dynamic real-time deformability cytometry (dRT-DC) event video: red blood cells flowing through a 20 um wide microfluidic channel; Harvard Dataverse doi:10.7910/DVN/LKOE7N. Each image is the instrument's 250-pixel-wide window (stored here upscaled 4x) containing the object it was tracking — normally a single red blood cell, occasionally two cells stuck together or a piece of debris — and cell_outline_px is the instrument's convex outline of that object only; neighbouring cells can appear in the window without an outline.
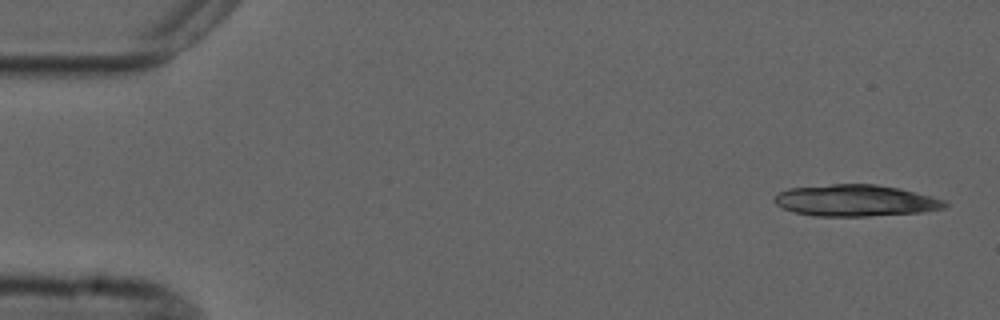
{"species": "common noctule bat (a hibernating species)", "species_latin": "Nyctalus noctula", "temperature_condition": "cold", "stored_images_in_passage": 6, "camera_frame_rate_fps": 3000, "um_per_image_px": 0.085, "animal": {"sex": "male", "forearm_length_mm": 52.5}, "frame": {"image": 1, "passage_image": 1, "time_ms": 0.0, "image_size_px": [1000, 320], "cell_outline_px": [[948, 208], [920, 212], [868, 216], [812, 216], [792, 212], [776, 204], [772, 200], [780, 192], [788, 188], [832, 184], [876, 184], [900, 188], [944, 200], [948, 204]], "centroid_in_image_um": [72.71, 17.05], "position_along_channel_um": 12.3, "area_um2": 31.39}}
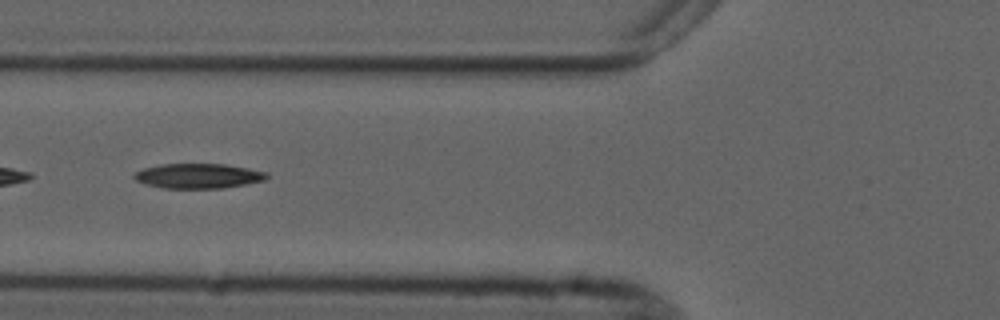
{"frame": {"image": 2, "passage_image": 6, "time_ms": 6.0, "image_size_px": [1000, 320], "cell_outline_px": [[268, 176], [264, 180], [224, 188], [164, 188], [148, 184], [136, 180], [132, 176], [136, 172], [144, 168], [160, 164], [224, 164], [248, 168], [268, 172]], "centroid_in_image_um": [16.86, 14.95], "position_along_channel_um": 108.9, "area_um2": 19.02}}